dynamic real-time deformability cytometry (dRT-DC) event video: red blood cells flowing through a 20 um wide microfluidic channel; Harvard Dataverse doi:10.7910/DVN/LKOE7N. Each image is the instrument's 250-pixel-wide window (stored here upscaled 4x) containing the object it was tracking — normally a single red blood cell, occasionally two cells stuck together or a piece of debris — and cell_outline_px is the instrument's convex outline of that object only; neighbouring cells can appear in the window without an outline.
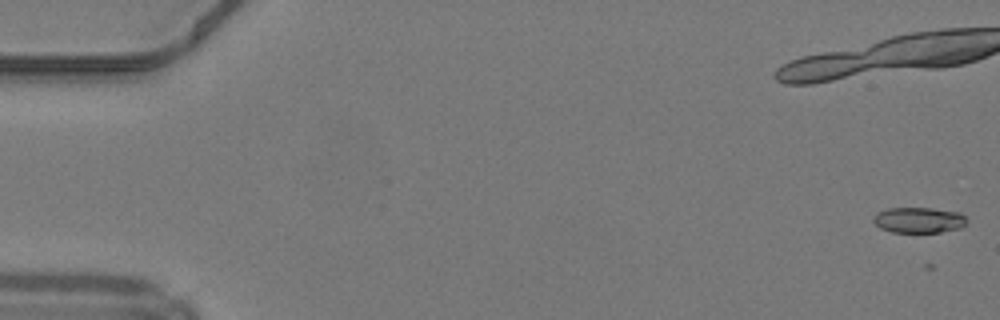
{"species": "common noctule bat (a hibernating species)", "species_latin": "Nyctalus noctula", "temperature_condition": "warm", "stored_images_in_passage": 20, "camera_frame_rate_fps": 3000, "um_per_image_px": 0.085, "animal": {"sex": "male", "body_mass_g": 19.2, "forearm_length_mm": 51.8}, "frame": {"image": 1, "passage_image": 2, "time_ms": 0.333, "image_size_px": [1000, 320], "cell_outline_px": [[968, 220], [960, 228], [940, 232], [892, 232], [880, 228], [872, 220], [872, 216], [876, 212], [888, 208], [932, 208], [960, 212]], "centroid_in_image_um": [78.07, 18.7], "position_along_channel_um": 6.9, "area_um2": 14.05}}